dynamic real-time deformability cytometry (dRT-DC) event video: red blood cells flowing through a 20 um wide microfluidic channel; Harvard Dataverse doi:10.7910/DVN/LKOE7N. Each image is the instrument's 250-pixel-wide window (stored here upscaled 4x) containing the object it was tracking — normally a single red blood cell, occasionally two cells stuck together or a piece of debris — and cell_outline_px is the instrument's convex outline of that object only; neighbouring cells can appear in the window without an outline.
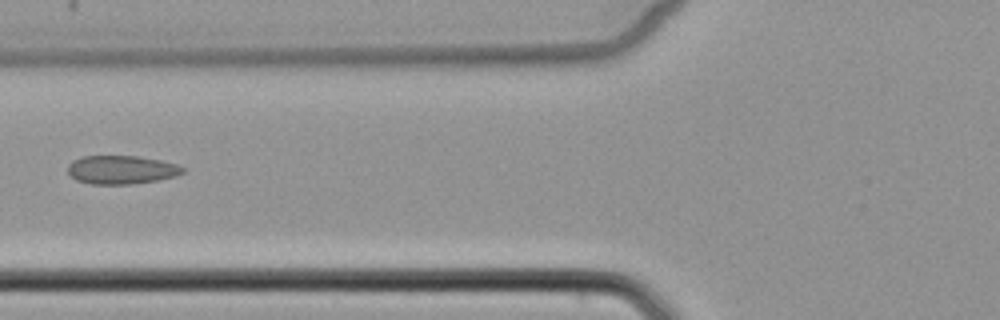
{"species": "common noctule bat (a hibernating species)", "species_latin": "Nyctalus noctula", "temperature_condition": "cold", "stored_images_in_passage": 4, "camera_frame_rate_fps": 3000, "um_per_image_px": 0.085, "animal": {"sex": "female", "body_mass_g": 22.7, "forearm_length_mm": 54.2}, "frame": {"image": 1, "passage_image": 3, "time_ms": 2.667, "image_size_px": [1000, 320], "cell_outline_px": [[184, 172], [176, 176], [156, 180], [128, 184], [92, 184], [76, 180], [68, 172], [68, 164], [72, 160], [84, 156], [140, 156], [160, 160], [176, 164], [184, 168]], "centroid_in_image_um": [10.31, 14.42], "position_along_channel_um": 115.5, "area_um2": 19.02}}
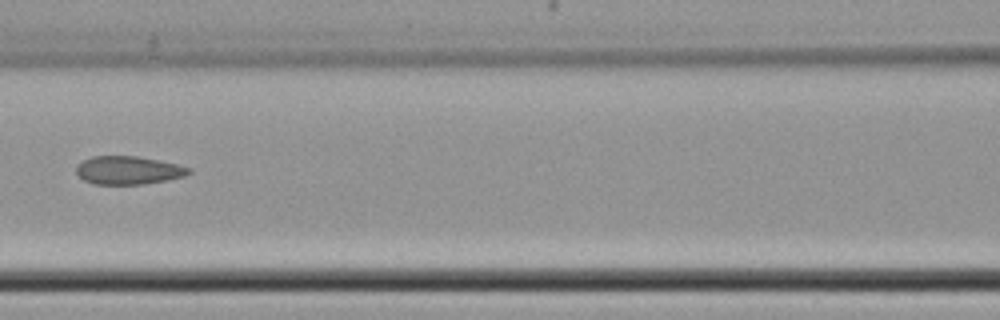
{"frame": {"image": 2, "passage_image": 4, "time_ms": 3.667, "image_size_px": [1000, 320], "cell_outline_px": [[192, 172], [184, 176], [168, 180], [144, 184], [92, 184], [84, 180], [76, 172], [76, 164], [92, 156], [136, 156], [176, 164], [192, 168]], "centroid_in_image_um": [10.9, 14.48], "position_along_channel_um": 155.7, "area_um2": 18.5}}